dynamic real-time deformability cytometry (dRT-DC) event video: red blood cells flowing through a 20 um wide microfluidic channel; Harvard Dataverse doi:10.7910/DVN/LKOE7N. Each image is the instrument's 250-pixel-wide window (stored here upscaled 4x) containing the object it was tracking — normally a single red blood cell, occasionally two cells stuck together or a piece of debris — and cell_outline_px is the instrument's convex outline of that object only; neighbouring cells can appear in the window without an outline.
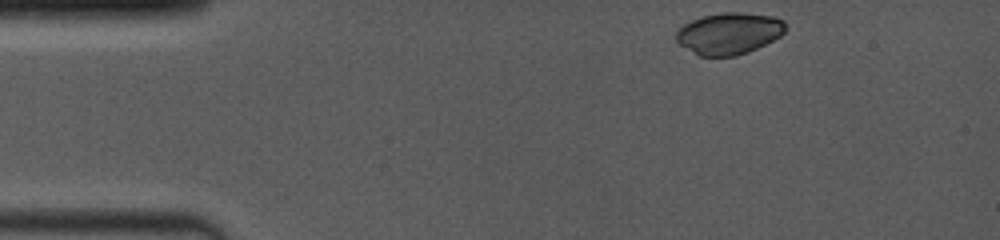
{"species": "common noctule bat (a hibernating species)", "species_latin": "Nyctalus noctula", "temperature_condition": "room temperature", "stored_images_in_passage": 23, "camera_frame_rate_fps": 4000, "um_per_image_px": 0.085, "animal": {"sex": "female", "body_mass_g": 19.0, "forearm_length_mm": 53.3}, "frame": {"image": 1, "passage_image": 1, "time_ms": 0.0, "image_size_px": [1000, 240], "cell_outline_px": [[784, 32], [780, 36], [748, 52], [736, 56], [700, 56], [680, 44], [676, 40], [676, 32], [684, 24], [700, 16], [720, 12], [744, 12], [772, 16], [784, 20]], "centroid_in_image_um": [61.95, 2.82], "position_along_channel_um": 23.0, "area_um2": 26.41}}
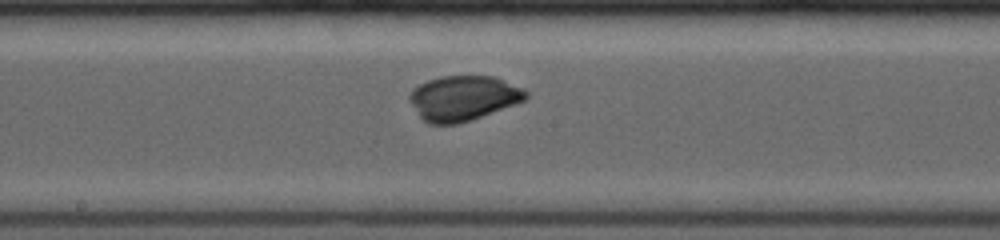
{"frame": {"image": 2, "passage_image": 13, "time_ms": 6.5, "image_size_px": [1000, 240], "cell_outline_px": [[528, 96], [524, 100], [472, 120], [456, 124], [428, 124], [420, 116], [408, 100], [408, 96], [412, 88], [428, 80], [440, 76], [492, 76], [524, 88], [528, 92]], "centroid_in_image_um": [39.35, 8.34], "position_along_channel_um": 208.9, "area_um2": 30.4}}
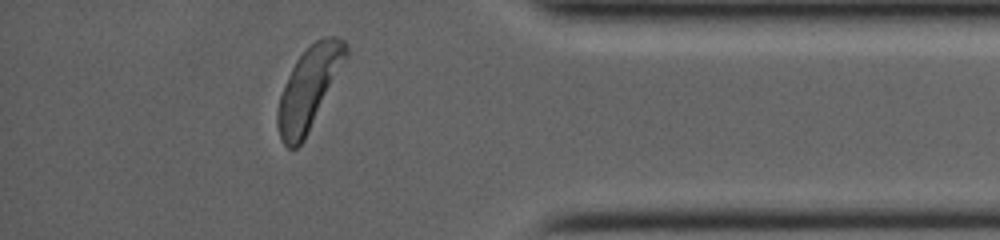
{"frame": {"image": 3, "passage_image": 23, "time_ms": 11.75, "image_size_px": [1000, 240], "cell_outline_px": [[348, 56], [304, 140], [296, 148], [288, 148], [280, 140], [276, 124], [276, 112], [280, 96], [288, 76], [296, 60], [316, 40], [324, 36], [336, 36], [344, 40], [348, 48]], "centroid_in_image_um": [26.25, 7.5], "position_along_channel_um": 409.0, "area_um2": 32.25}, "authors_computed_cell_mechanics": {"area_um2": 29.5936, "velocity_mm_per_s": 4.0622, "shape_relaxation_time_tau1_ms": 4.2341, "shape_relaxation_time_tau2_ms": 1.3502, "deformation_change_tau1": 0.262, "deformation_change_tau2": 0.0293}}